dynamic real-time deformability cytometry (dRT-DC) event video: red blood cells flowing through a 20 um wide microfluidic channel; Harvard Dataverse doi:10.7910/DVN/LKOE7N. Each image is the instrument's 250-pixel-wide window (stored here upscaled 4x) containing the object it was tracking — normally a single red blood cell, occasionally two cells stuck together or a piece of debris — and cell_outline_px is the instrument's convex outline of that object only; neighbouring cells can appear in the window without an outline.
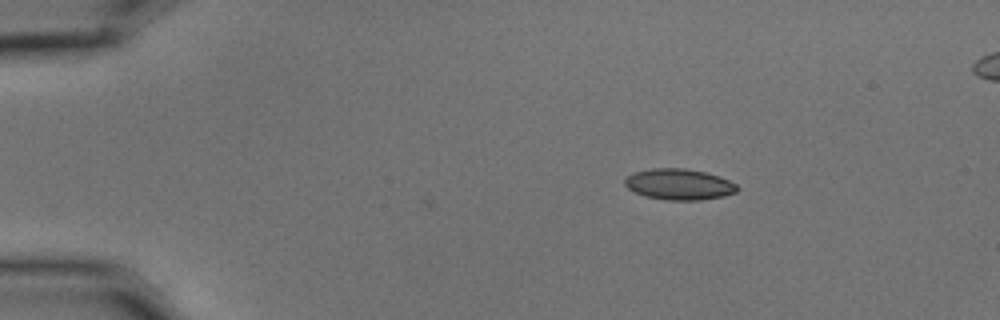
{"species": "common noctule bat (a hibernating species)", "species_latin": "Nyctalus noctula", "temperature_condition": "cold", "stored_images_in_passage": 3, "camera_frame_rate_fps": 3000, "um_per_image_px": 0.085, "animal": {"sex": "male", "body_mass_g": 15.6}, "frame": {"image": 1, "passage_image": 2, "time_ms": 0.333, "image_size_px": [1000, 320], "cell_outline_px": [[740, 188], [736, 192], [724, 196], [700, 200], [664, 200], [644, 196], [628, 188], [624, 184], [624, 180], [628, 176], [636, 172], [652, 168], [684, 168], [704, 172], [720, 176], [736, 184]], "centroid_in_image_um": [57.74, 15.67], "position_along_channel_um": 27.3, "area_um2": 20.29}}